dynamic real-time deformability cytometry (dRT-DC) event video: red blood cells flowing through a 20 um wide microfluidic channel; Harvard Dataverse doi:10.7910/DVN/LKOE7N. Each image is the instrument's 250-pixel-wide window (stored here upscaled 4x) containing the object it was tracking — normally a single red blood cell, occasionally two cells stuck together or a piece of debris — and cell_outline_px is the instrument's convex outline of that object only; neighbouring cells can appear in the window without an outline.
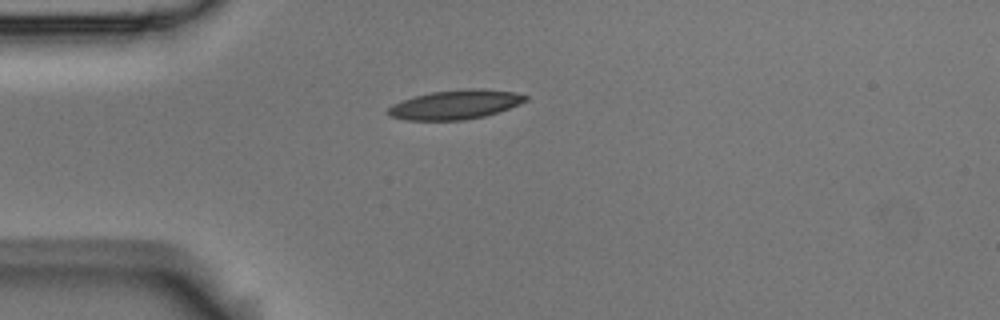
{"species": "Egyptian fruit bat (a non-hibernating species)", "species_latin": "Rousettus aegyptiacus", "temperature_condition": "room temperature", "stored_images_in_passage": 5, "camera_frame_rate_fps": 3000, "um_per_image_px": 0.085, "animal": {"sex": "male"}, "frame": {"image": 1, "passage_image": 1, "time_ms": 0.0, "image_size_px": [1000, 320], "cell_outline_px": [[528, 100], [508, 108], [484, 116], [464, 120], [404, 120], [392, 116], [388, 112], [388, 108], [392, 104], [416, 96], [432, 92], [468, 88], [484, 88], [512, 92], [528, 96]], "centroid_in_image_um": [38.71, 8.88], "position_along_channel_um": 46.3, "area_um2": 23.12}}
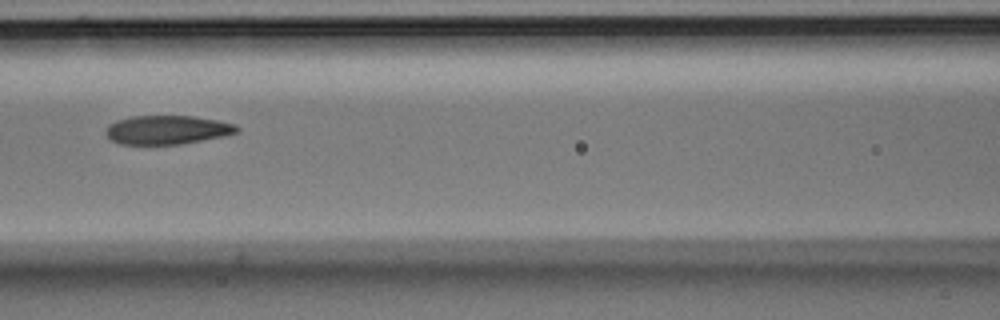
{"frame": {"image": 2, "passage_image": 4, "time_ms": 1.0, "image_size_px": [1000, 320], "cell_outline_px": [[240, 128], [236, 132], [224, 136], [180, 144], [120, 144], [112, 140], [104, 132], [108, 124], [116, 120], [132, 116], [192, 116], [216, 120], [236, 124]], "centroid_in_image_um": [14.19, 11.03], "position_along_channel_um": 152.4, "area_um2": 21.96}}
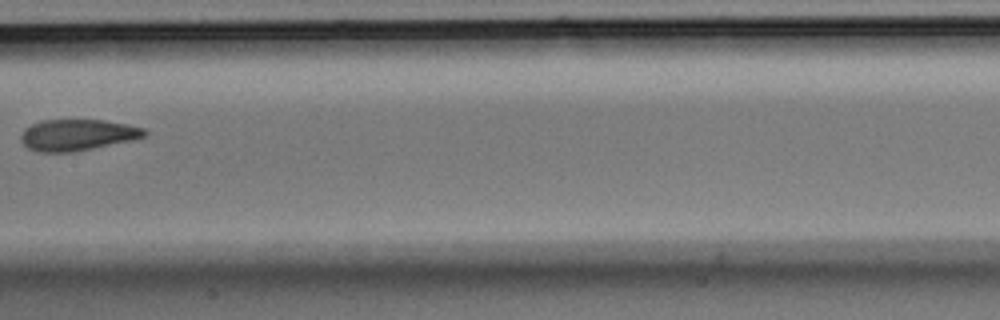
{"frame": {"image": 3, "passage_image": 5, "time_ms": 1.333, "image_size_px": [1000, 320], "cell_outline_px": [[148, 132], [144, 136], [132, 140], [72, 152], [40, 152], [28, 148], [20, 140], [20, 136], [24, 128], [40, 120], [104, 120], [144, 128]], "centroid_in_image_um": [6.54, 11.46], "position_along_channel_um": 200.9, "area_um2": 22.37}}